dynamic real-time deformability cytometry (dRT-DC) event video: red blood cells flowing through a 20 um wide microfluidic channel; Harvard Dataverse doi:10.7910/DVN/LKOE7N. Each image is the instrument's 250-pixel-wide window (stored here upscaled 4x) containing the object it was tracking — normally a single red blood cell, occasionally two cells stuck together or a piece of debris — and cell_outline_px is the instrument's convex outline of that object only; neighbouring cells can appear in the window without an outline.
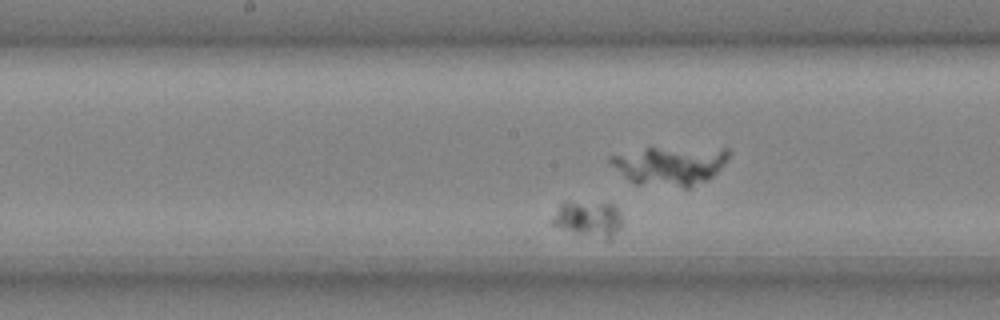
{"species": "common noctule bat (a hibernating species)", "species_latin": "Nyctalus noctula", "temperature_condition": "cold", "stored_images_in_passage": 46, "segment_of_instrument_passage": [2, 2], "camera_frame_rate_fps": 3000, "um_per_image_px": 0.085, "animal": {"sex": "male", "body_mass_g": 20.4}, "frame": {"image": 1, "passage_image": 24, "time_ms": 7.667, "image_size_px": [1000, 320], "cell_outline_px": [[620, 228], [608, 240], [604, 240], [576, 232], [552, 224], [552, 220], [560, 204], [564, 200], [568, 200], [612, 204], [616, 208], [620, 216]], "centroid_in_image_um": [50.01, 18.57], "position_along_channel_um": 198.2, "area_um2": 14.33}}
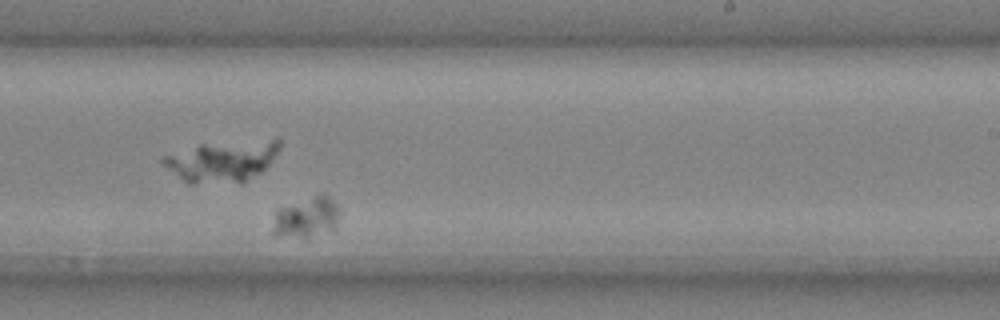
{"frame": {"image": 2, "passage_image": 30, "time_ms": 9.667, "image_size_px": [1000, 320], "cell_outline_px": [[340, 212], [336, 228], [332, 232], [304, 236], [276, 236], [272, 232], [276, 208], [316, 196], [328, 196], [340, 208]], "centroid_in_image_um": [26.07, 18.49], "position_along_channel_um": 262.9, "area_um2": 15.61}}
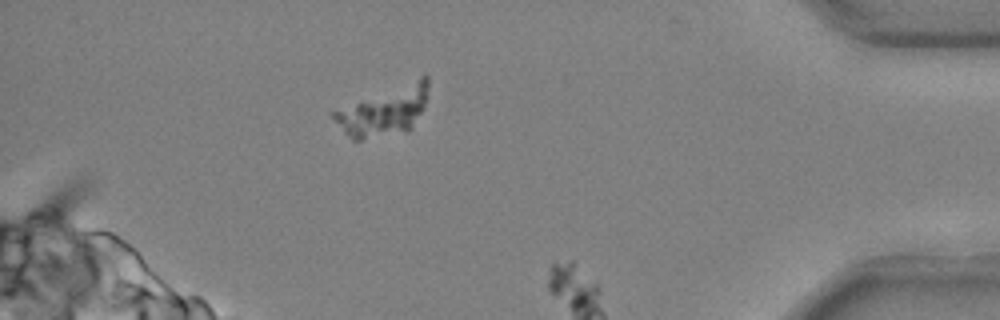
{"frame": {"image": 3, "passage_image": 43, "time_ms": 14.0, "image_size_px": [1000, 320], "cell_outline_px": [[428, 96], [412, 128], [408, 132], [360, 140], [352, 140], [344, 132], [328, 112], [424, 72], [428, 76]], "centroid_in_image_um": [32.66, 9.37], "position_along_channel_um": 402.5, "area_um2": 27.98}}